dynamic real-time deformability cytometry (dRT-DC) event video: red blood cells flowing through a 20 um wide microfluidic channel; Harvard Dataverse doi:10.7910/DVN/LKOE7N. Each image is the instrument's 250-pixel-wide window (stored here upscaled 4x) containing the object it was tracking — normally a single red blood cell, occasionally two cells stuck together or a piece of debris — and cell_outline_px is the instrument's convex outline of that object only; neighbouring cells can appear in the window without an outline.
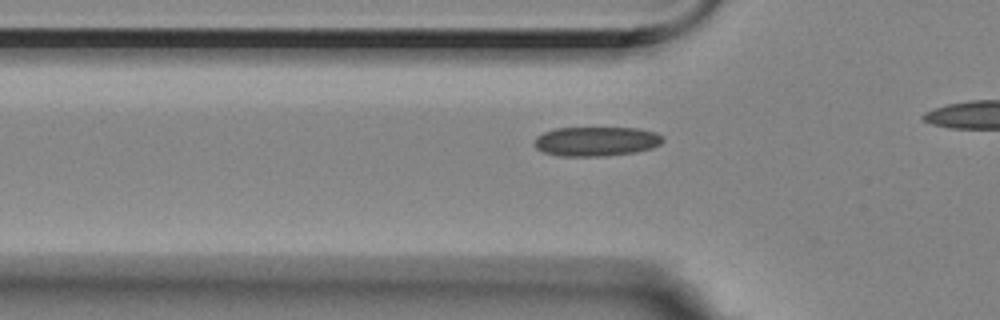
{"species": "Egyptian fruit bat (a non-hibernating species)", "species_latin": "Rousettus aegyptiacus", "temperature_condition": "room temperature", "stored_images_in_passage": 47, "camera_frame_rate_fps": 3000, "um_per_image_px": 0.085, "animal": {"sex": "female"}, "frame": {"image": 1, "passage_image": 7, "time_ms": 2.0, "image_size_px": [1000, 320], "cell_outline_px": [[664, 140], [660, 144], [652, 148], [636, 152], [604, 156], [556, 156], [544, 152], [536, 148], [532, 144], [536, 136], [544, 132], [556, 128], [636, 128], [656, 132], [664, 136]], "centroid_in_image_um": [50.67, 12.02], "position_along_channel_um": 75.1, "area_um2": 22.25}}
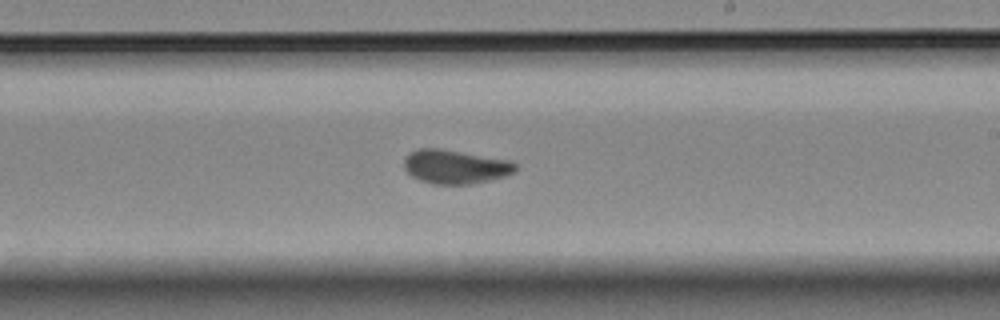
{"frame": {"image": 2, "passage_image": 22, "time_ms": 7.0, "image_size_px": [1000, 320], "cell_outline_px": [[516, 172], [492, 180], [472, 184], [432, 184], [420, 180], [412, 176], [404, 168], [404, 160], [412, 152], [420, 148], [440, 148], [508, 160], [516, 164]], "centroid_in_image_um": [38.71, 14.18], "position_along_channel_um": 250.3, "area_um2": 21.91}}
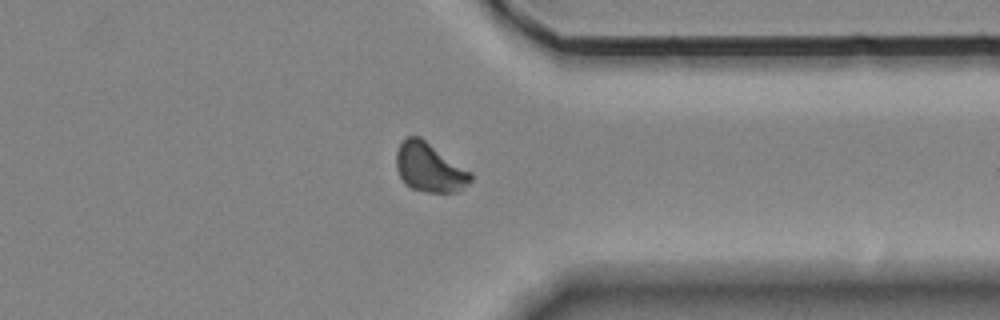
{"frame": {"image": 3, "passage_image": 33, "time_ms": 10.667, "image_size_px": [1000, 320], "cell_outline_px": [[472, 180], [468, 184], [456, 192], [428, 192], [412, 188], [400, 176], [396, 168], [396, 152], [400, 144], [408, 136], [420, 136], [472, 172]], "centroid_in_image_um": [36.52, 14.22], "position_along_channel_um": 374.9, "area_um2": 21.1}, "authors_computed_cell_mechanics": {"area_um2": 21.3282, "velocity_mm_per_s": 3.4911, "shape_relaxation_time_tau1_ms": 6.0945, "shape_relaxation_time_tau2_ms": null, "deformation_change_tau1": 0.1378, "deformation_change_tau2": null}}